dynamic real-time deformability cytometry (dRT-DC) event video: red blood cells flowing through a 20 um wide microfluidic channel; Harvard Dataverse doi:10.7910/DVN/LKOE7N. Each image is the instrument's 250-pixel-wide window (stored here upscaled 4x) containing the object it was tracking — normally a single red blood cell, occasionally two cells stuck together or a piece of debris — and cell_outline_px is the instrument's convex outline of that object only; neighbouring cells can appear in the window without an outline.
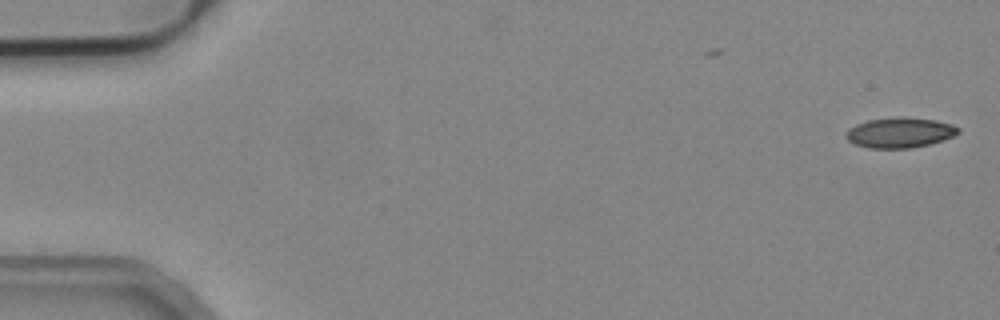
{"species": "common noctule bat (a hibernating species)", "species_latin": "Nyctalus noctula", "temperature_condition": "cold", "stored_images_in_passage": 52, "camera_frame_rate_fps": 3000, "um_per_image_px": 0.085, "animal": {"sex": "male", "body_mass_g": 19.2, "forearm_length_mm": 51.8}, "frame": {"image": 1, "passage_image": 1, "time_ms": 0.0, "image_size_px": [1000, 320], "cell_outline_px": [[960, 132], [944, 140], [912, 148], [868, 148], [856, 144], [848, 140], [844, 136], [844, 132], [848, 128], [856, 124], [868, 120], [896, 116], [900, 116], [936, 120], [952, 124], [960, 128]], "centroid_in_image_um": [76.46, 11.26], "position_along_channel_um": 8.5, "area_um2": 20.0}}
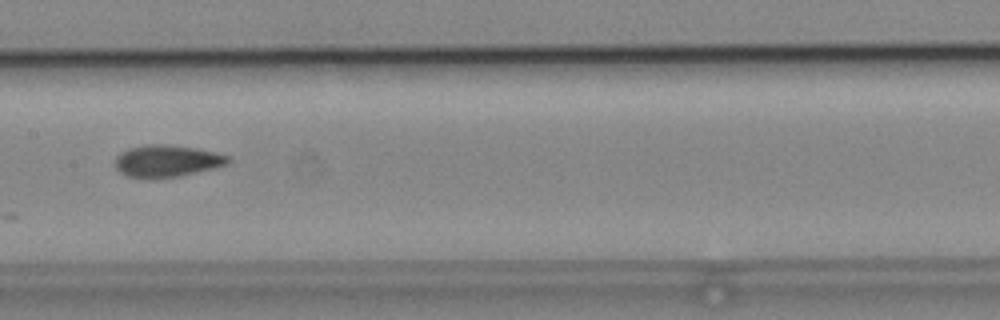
{"frame": {"image": 2, "passage_image": 26, "time_ms": 8.333, "image_size_px": [1000, 320], "cell_outline_px": [[232, 160], [228, 164], [216, 168], [180, 176], [128, 176], [120, 172], [116, 168], [116, 156], [120, 152], [128, 148], [148, 144], [168, 144], [196, 148], [216, 152], [228, 156]], "centroid_in_image_um": [14.24, 13.65], "position_along_channel_um": 193.2, "area_um2": 20.75}}
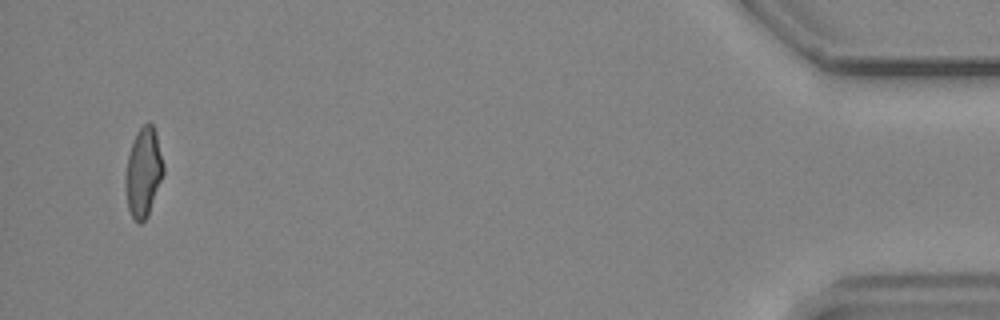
{"frame": {"image": 3, "passage_image": 50, "time_ms": 16.333, "image_size_px": [1000, 320], "cell_outline_px": [[164, 172], [148, 216], [140, 224], [132, 216], [128, 208], [124, 184], [124, 176], [128, 156], [132, 140], [136, 132], [148, 120], [152, 124], [156, 132], [164, 164]], "centroid_in_image_um": [12.18, 14.62], "position_along_channel_um": 423.0, "area_um2": 19.94}, "authors_computed_cell_mechanics": {"area_um2": 20.3167, "velocity_mm_per_s": 3.9322, "shape_relaxation_time_tau1_ms": null, "shape_relaxation_time_tau2_ms": 2.9083, "deformation_change_tau1": null, "deformation_change_tau2": 0.0802}}